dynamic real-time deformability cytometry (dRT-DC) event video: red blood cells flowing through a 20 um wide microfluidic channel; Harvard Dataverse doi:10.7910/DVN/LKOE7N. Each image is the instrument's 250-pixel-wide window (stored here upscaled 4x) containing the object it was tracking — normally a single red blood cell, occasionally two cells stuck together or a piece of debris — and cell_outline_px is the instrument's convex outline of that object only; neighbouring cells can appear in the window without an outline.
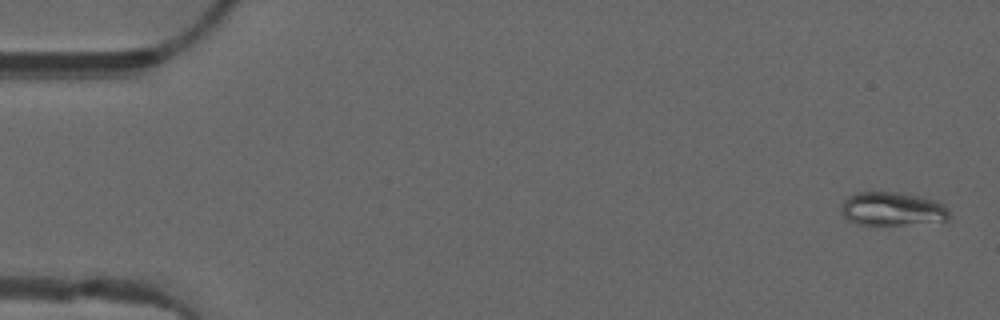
{"species": "common noctule bat (a hibernating species)", "species_latin": "Nyctalus noctula", "temperature_condition": "warm", "stored_images_in_passage": 51, "camera_frame_rate_fps": 3000, "um_per_image_px": 0.085, "animal": {"sex": "male", "forearm_length_mm": 52.5}, "frame": {"image": 1, "passage_image": 2, "time_ms": 0.333, "image_size_px": [1000, 320], "cell_outline_px": [[948, 220], [900, 224], [856, 224], [848, 220], [844, 216], [840, 208], [840, 204], [848, 196], [856, 192], [900, 192], [924, 196], [948, 208]], "centroid_in_image_um": [75.78, 17.73], "position_along_channel_um": 9.2, "area_um2": 20.98}}
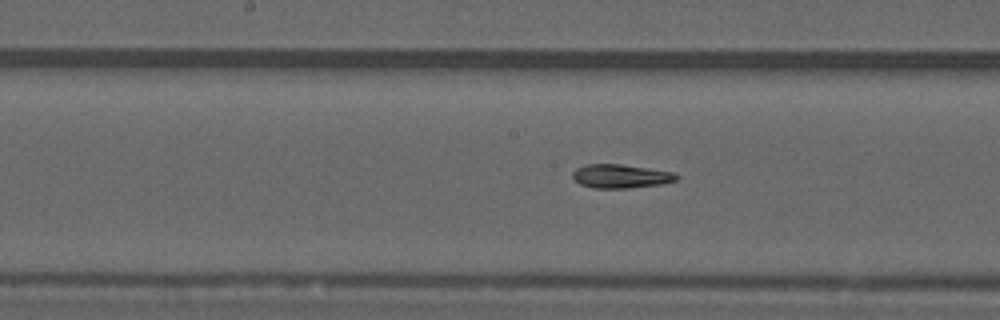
{"frame": {"image": 2, "passage_image": 26, "time_ms": 8.333, "image_size_px": [1000, 320], "cell_outline_px": [[680, 176], [676, 180], [660, 184], [628, 188], [592, 188], [580, 184], [572, 180], [572, 172], [576, 168], [588, 164], [620, 164], [648, 168], [672, 172]], "centroid_in_image_um": [52.71, 14.98], "position_along_channel_um": 195.5, "area_um2": 14.39}}
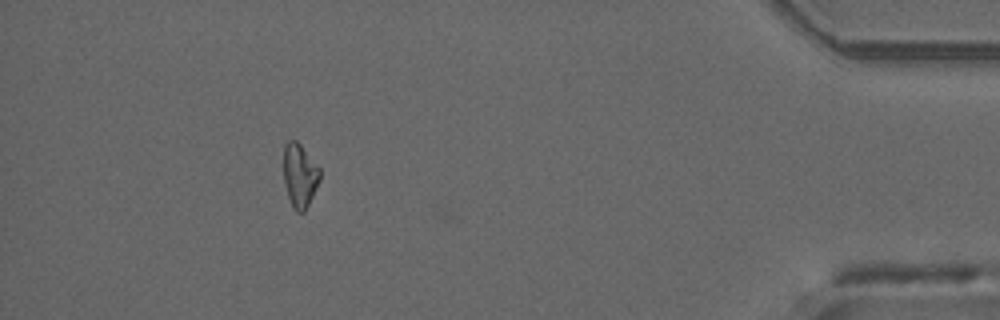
{"frame": {"image": 3, "passage_image": 46, "time_ms": 15.0, "image_size_px": [1000, 320], "cell_outline_px": [[320, 180], [304, 212], [296, 212], [292, 208], [284, 184], [284, 144], [288, 140], [296, 140], [300, 144], [320, 168]], "centroid_in_image_um": [25.47, 14.91], "position_along_channel_um": 409.7, "area_um2": 13.47}, "authors_computed_cell_mechanics": {"area_um2": 14.6234, "velocity_mm_per_s": 4.0805, "shape_relaxation_time_tau1_ms": null, "shape_relaxation_time_tau2_ms": 2.674, "deformation_change_tau1": null, "deformation_change_tau2": 0.0722}}